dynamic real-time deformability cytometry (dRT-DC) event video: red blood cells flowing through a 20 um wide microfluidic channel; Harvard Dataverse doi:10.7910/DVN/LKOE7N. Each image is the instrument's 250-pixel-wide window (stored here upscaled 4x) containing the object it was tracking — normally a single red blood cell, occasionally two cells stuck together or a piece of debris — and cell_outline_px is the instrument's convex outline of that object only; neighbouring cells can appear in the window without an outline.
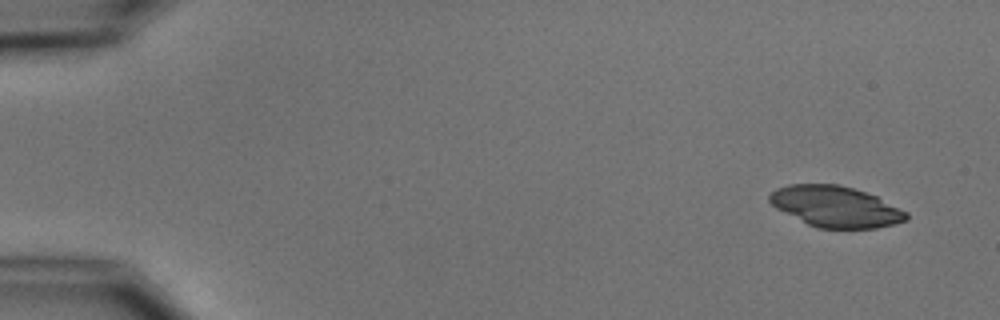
{"species": "common noctule bat (a hibernating species)", "species_latin": "Nyctalus noctula", "temperature_condition": "cold", "stored_images_in_passage": 6, "camera_frame_rate_fps": 3000, "um_per_image_px": 0.085, "animal": {"sex": "male", "body_mass_g": 15.6}, "frame": {"image": 1, "passage_image": 1, "time_ms": 0.0, "image_size_px": [1000, 320], "cell_outline_px": [[908, 220], [876, 228], [816, 228], [776, 208], [768, 200], [768, 196], [776, 188], [788, 184], [840, 184], [876, 196], [908, 212]], "centroid_in_image_um": [71.02, 17.55], "position_along_channel_um": 14.0, "area_um2": 32.48}}